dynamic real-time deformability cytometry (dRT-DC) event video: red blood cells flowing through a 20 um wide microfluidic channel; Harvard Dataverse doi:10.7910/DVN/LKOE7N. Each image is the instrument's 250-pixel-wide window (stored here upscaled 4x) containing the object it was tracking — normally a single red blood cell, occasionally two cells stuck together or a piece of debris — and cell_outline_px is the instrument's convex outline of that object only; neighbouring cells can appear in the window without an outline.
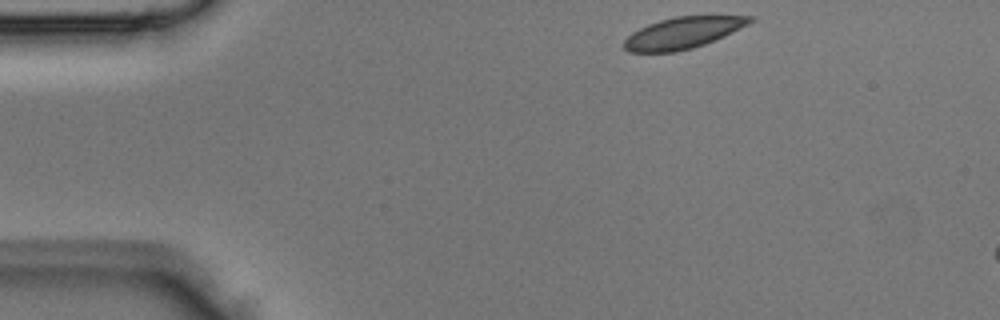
{"species": "Egyptian fruit bat (a non-hibernating species)", "species_latin": "Rousettus aegyptiacus", "temperature_condition": "room temperature", "stored_images_in_passage": 3, "segment_of_instrument_passage": [1, 2], "camera_frame_rate_fps": 3000, "um_per_image_px": 0.085, "animal": {"sex": "male"}, "frame": {"image": 1, "passage_image": 1, "time_ms": 0.0, "image_size_px": [1000, 320], "cell_outline_px": [[756, 20], [724, 36], [704, 44], [692, 48], [676, 52], [628, 52], [624, 48], [624, 40], [632, 32], [648, 24], [660, 20], [676, 16], [756, 16]], "centroid_in_image_um": [58.04, 2.79], "position_along_channel_um": 27.0, "area_um2": 22.95}}